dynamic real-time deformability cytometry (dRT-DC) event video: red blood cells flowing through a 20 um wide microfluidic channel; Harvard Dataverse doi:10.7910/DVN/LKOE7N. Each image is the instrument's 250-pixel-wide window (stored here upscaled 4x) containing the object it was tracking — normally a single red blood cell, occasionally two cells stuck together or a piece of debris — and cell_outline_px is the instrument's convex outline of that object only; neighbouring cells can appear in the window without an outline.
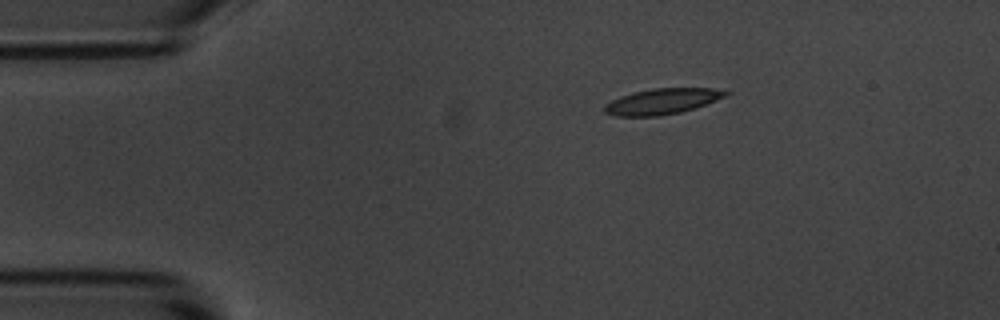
{"species": "common noctule bat (a hibernating species)", "species_latin": "Nyctalus noctula", "temperature_condition": "room temperature", "stored_images_in_passage": 2, "camera_frame_rate_fps": 3000, "um_per_image_px": 0.085, "animal": {"sex": "male", "body_mass_g": 20.1, "forearm_length_mm": 53.5}, "frame": {"image": 1, "passage_image": 1, "time_ms": 0.0, "image_size_px": [1000, 320], "cell_outline_px": [[732, 92], [728, 96], [696, 108], [680, 112], [660, 116], [616, 116], [604, 112], [604, 104], [620, 96], [632, 92], [656, 88], [712, 88]], "centroid_in_image_um": [56.31, 8.61], "position_along_channel_um": 28.7, "area_um2": 18.32}}